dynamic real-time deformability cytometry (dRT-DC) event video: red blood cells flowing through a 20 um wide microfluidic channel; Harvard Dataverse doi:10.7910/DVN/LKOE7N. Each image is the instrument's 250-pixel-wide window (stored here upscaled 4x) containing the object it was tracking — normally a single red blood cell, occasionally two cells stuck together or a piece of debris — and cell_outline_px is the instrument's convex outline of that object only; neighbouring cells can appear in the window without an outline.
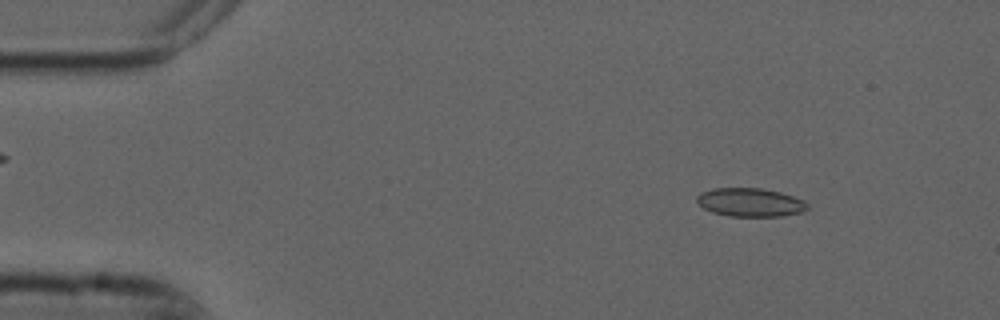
{"species": "common noctule bat (a hibernating species)", "species_latin": "Nyctalus noctula", "temperature_condition": "cold", "stored_images_in_passage": 3, "camera_frame_rate_fps": 3000, "um_per_image_px": 0.085, "animal": {"sex": "male", "forearm_length_mm": 52.5}, "frame": {"image": 1, "passage_image": 1, "time_ms": 0.0, "image_size_px": [1000, 320], "cell_outline_px": [[808, 208], [804, 212], [784, 216], [728, 216], [712, 212], [704, 208], [696, 200], [696, 196], [700, 192], [712, 188], [760, 188], [780, 192], [804, 200], [808, 204]], "centroid_in_image_um": [63.78, 17.2], "position_along_channel_um": 21.2, "area_um2": 18.5}}